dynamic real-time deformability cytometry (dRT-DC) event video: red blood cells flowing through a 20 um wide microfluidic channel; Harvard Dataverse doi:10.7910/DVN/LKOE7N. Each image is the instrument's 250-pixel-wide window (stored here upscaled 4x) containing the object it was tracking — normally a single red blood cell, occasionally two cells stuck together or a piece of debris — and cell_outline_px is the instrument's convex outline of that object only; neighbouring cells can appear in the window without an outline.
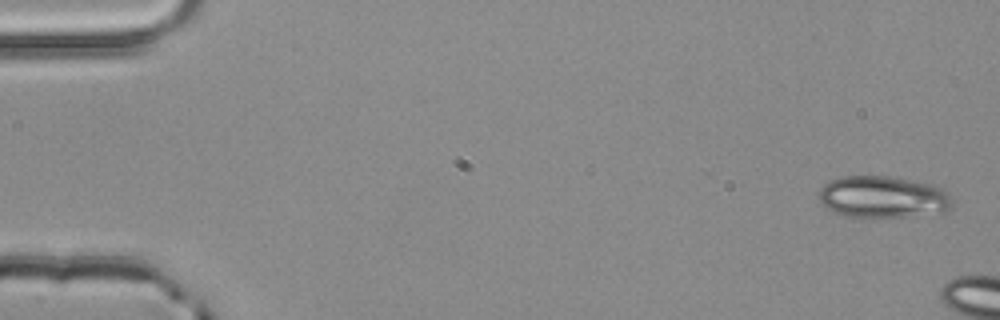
{"species": "common noctule bat (a hibernating species)", "species_latin": "Nyctalus noctula", "temperature_condition": "room temperature", "stored_images_in_passage": 3, "camera_frame_rate_fps": 3000, "um_per_image_px": 0.085, "animal": {"sex": "male", "body_mass_g": 20.4}, "frame": {"image": 1, "passage_image": 1, "time_ms": 0.0, "image_size_px": [1000, 320], "cell_outline_px": [[952, 204], [944, 212], [908, 216], [860, 220], [852, 220], [832, 212], [820, 200], [820, 188], [824, 184], [840, 176], [888, 176], [916, 180], [932, 184], [948, 192], [952, 200]], "centroid_in_image_um": [75.02, 16.78], "position_along_channel_um": 10.0, "area_um2": 33.41}}